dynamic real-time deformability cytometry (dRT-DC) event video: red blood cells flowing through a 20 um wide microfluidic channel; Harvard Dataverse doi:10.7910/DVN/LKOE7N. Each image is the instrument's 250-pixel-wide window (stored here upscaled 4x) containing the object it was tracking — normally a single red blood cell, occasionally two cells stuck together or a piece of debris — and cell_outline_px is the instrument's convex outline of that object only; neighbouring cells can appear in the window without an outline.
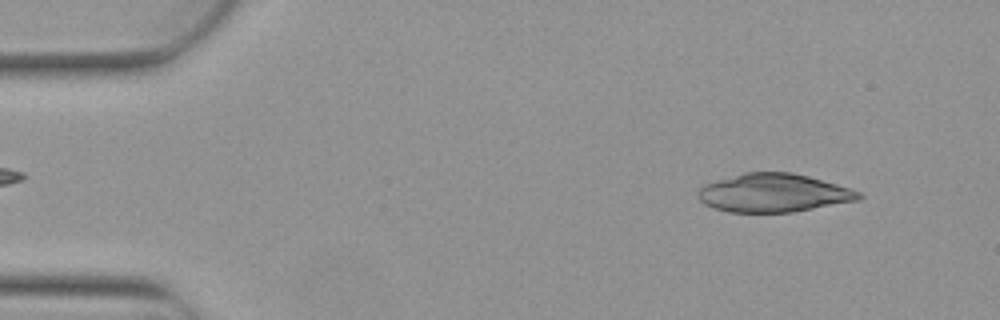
{"species": "Egyptian fruit bat (a non-hibernating species)", "species_latin": "Rousettus aegyptiacus", "temperature_condition": "warm", "stored_images_in_passage": 3, "camera_frame_rate_fps": 3000, "um_per_image_px": 0.085, "animal": {"sex": "female"}, "frame": {"image": 1, "passage_image": 1, "time_ms": 0.0, "image_size_px": [1000, 320], "cell_outline_px": [[864, 196], [860, 200], [792, 212], [728, 212], [704, 204], [696, 196], [696, 192], [704, 184], [716, 180], [744, 172], [792, 172], [808, 176], [836, 184], [860, 192]], "centroid_in_image_um": [65.73, 16.4], "position_along_channel_um": 19.3, "area_um2": 35.95}}